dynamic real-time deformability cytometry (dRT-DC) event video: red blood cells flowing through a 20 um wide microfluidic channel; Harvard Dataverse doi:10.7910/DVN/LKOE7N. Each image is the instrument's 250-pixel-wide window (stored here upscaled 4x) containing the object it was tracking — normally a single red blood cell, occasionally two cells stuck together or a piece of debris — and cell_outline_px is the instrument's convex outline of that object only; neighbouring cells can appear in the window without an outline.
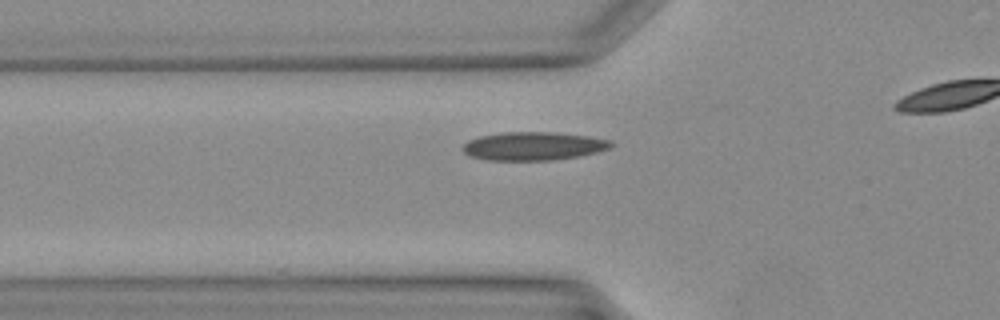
{"species": "Egyptian fruit bat (a non-hibernating species)", "species_latin": "Rousettus aegyptiacus", "temperature_condition": "warm", "stored_images_in_passage": 23, "camera_frame_rate_fps": 3000, "um_per_image_px": 0.085, "animal": {"sex": "female"}, "frame": {"image": 1, "passage_image": 4, "time_ms": 1.0, "image_size_px": [1000, 320], "cell_outline_px": [[612, 144], [608, 148], [596, 152], [576, 156], [552, 160], [488, 160], [472, 156], [464, 152], [460, 148], [468, 140], [480, 136], [504, 132], [556, 132], [588, 136], [612, 140]], "centroid_in_image_um": [45.31, 12.41], "position_along_channel_um": 80.5, "area_um2": 24.33}}
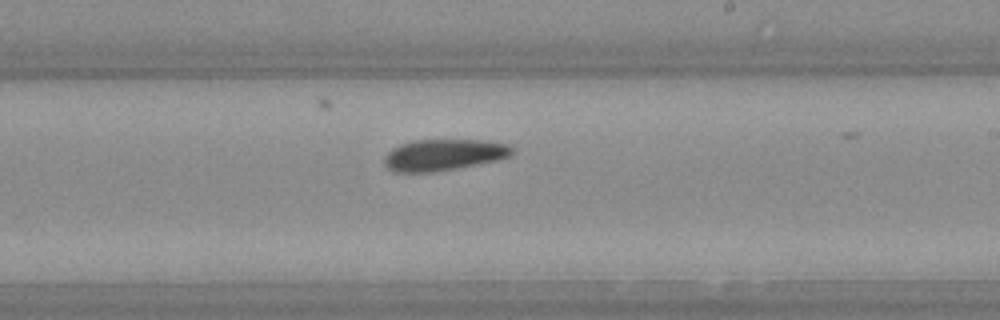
{"frame": {"image": 2, "passage_image": 14, "time_ms": 4.333, "image_size_px": [1000, 320], "cell_outline_px": [[516, 148], [512, 156], [496, 160], [452, 168], [428, 172], [392, 172], [384, 164], [384, 160], [388, 152], [392, 148], [400, 144], [412, 140], [488, 140], [512, 144]], "centroid_in_image_um": [37.76, 13.13], "position_along_channel_um": 251.2, "area_um2": 23.41}}